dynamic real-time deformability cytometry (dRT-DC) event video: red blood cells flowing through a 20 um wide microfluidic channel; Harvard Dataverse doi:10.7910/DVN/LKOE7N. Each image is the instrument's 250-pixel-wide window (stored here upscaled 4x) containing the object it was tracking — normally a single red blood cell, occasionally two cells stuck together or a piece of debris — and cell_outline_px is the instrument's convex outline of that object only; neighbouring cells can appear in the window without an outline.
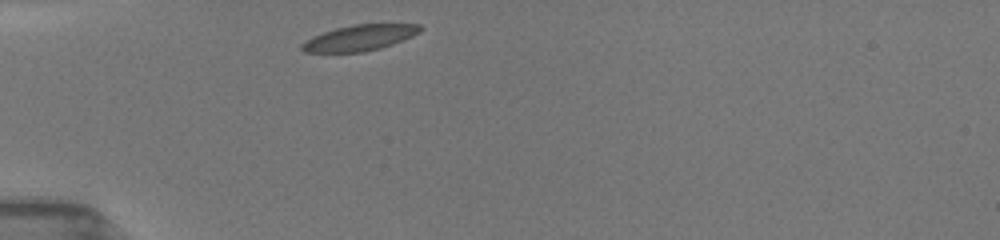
{"species": "common noctule bat (a hibernating species)", "species_latin": "Nyctalus noctula", "temperature_condition": "room temperature", "stored_images_in_passage": 14, "camera_frame_rate_fps": 3000, "um_per_image_px": 0.085, "animal": {"sex": "female", "body_mass_g": 19.5, "forearm_length_mm": 54.1}, "frame": {"image": 1, "passage_image": 1, "time_ms": 0.0, "image_size_px": [1000, 240], "cell_outline_px": [[424, 28], [420, 32], [412, 36], [392, 44], [380, 48], [364, 52], [304, 52], [300, 48], [300, 44], [312, 36], [336, 28], [352, 24], [420, 24]], "centroid_in_image_um": [30.57, 3.21], "position_along_channel_um": 54.4, "area_um2": 17.8}}
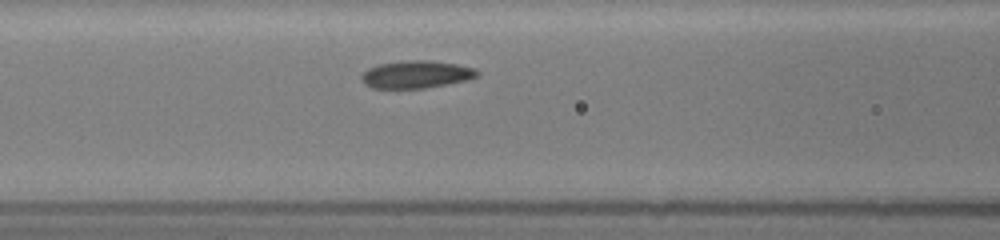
{"frame": {"image": 2, "passage_image": 6, "time_ms": 2.333, "image_size_px": [1000, 240], "cell_outline_px": [[480, 76], [468, 80], [424, 88], [372, 88], [364, 84], [360, 80], [360, 76], [368, 68], [380, 64], [404, 60], [432, 60], [456, 64], [476, 68], [480, 72]], "centroid_in_image_um": [35.4, 6.32], "position_along_channel_um": 131.2, "area_um2": 18.79}}
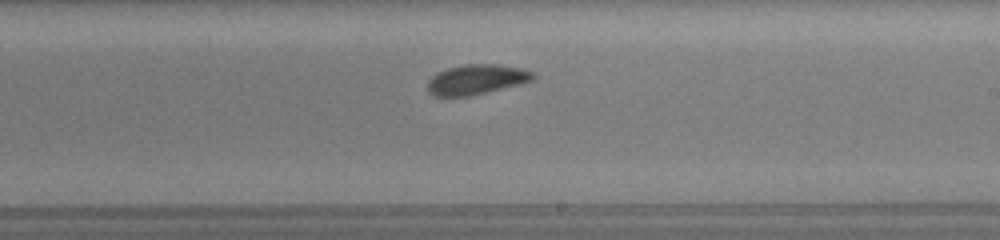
{"frame": {"image": 3, "passage_image": 13, "time_ms": 5.333, "image_size_px": [1000, 240], "cell_outline_px": [[536, 76], [532, 80], [520, 84], [472, 96], [432, 96], [428, 92], [428, 80], [436, 72], [448, 68], [464, 64], [496, 64], [520, 68], [532, 72]], "centroid_in_image_um": [40.47, 6.76], "position_along_channel_um": 248.5, "area_um2": 18.5}}